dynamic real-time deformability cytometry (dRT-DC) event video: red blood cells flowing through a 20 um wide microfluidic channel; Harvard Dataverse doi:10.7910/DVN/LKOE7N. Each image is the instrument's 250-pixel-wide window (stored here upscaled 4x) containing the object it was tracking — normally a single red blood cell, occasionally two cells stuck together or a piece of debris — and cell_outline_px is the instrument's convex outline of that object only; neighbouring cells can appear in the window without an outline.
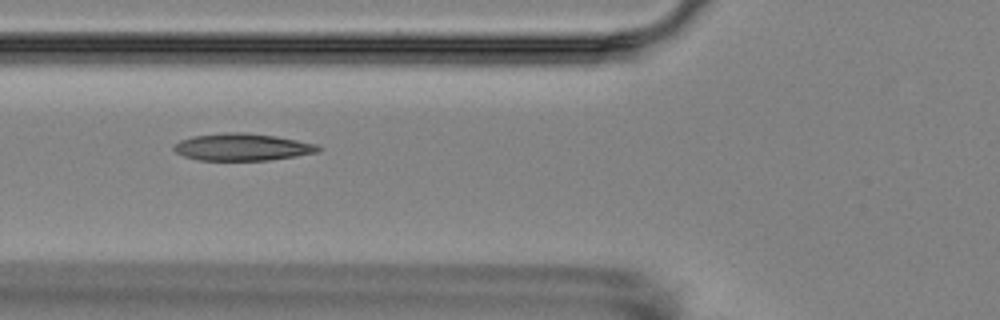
{"species": "Egyptian fruit bat (a non-hibernating species)", "species_latin": "Rousettus aegyptiacus", "temperature_condition": "room temperature", "stored_images_in_passage": 14, "camera_frame_rate_fps": 3000, "um_per_image_px": 0.085, "animal": {"sex": "female"}, "frame": {"image": 1, "passage_image": 4, "time_ms": 4.333, "image_size_px": [1000, 320], "cell_outline_px": [[324, 148], [320, 152], [296, 156], [268, 160], [200, 160], [184, 156], [176, 152], [172, 148], [172, 144], [180, 140], [192, 136], [224, 132], [244, 132], [276, 136], [316, 144]], "centroid_in_image_um": [20.59, 12.49], "position_along_channel_um": 105.2, "area_um2": 23.0}}
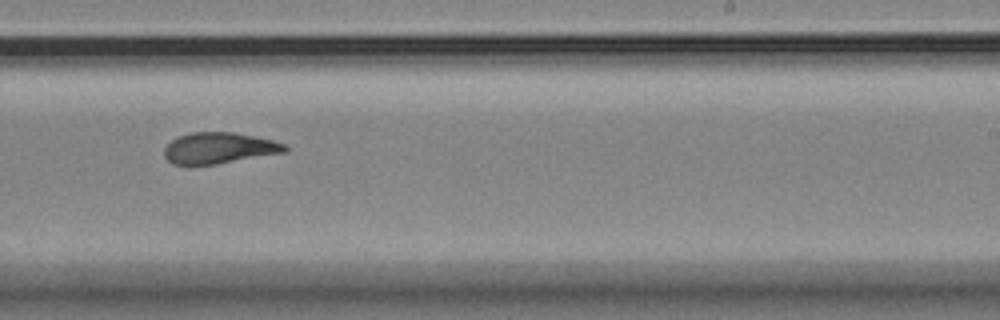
{"frame": {"image": 2, "passage_image": 8, "time_ms": 9.0, "image_size_px": [1000, 320], "cell_outline_px": [[288, 148], [284, 152], [216, 164], [172, 164], [164, 156], [164, 148], [176, 136], [192, 132], [236, 132], [272, 140], [284, 144]], "centroid_in_image_um": [18.58, 12.57], "position_along_channel_um": 270.4, "area_um2": 21.68}}
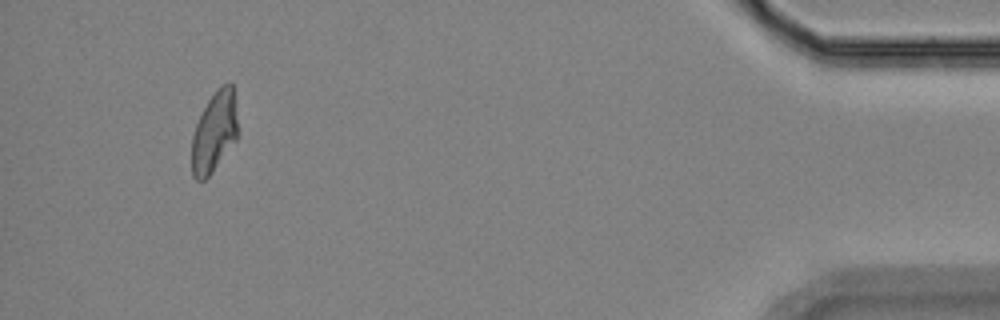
{"frame": {"image": 3, "passage_image": 13, "time_ms": 15.0, "image_size_px": [1000, 320], "cell_outline_px": [[236, 140], [212, 172], [204, 180], [196, 180], [192, 176], [192, 136], [196, 124], [208, 100], [216, 88], [228, 80], [232, 84], [236, 120]], "centroid_in_image_um": [18.19, 11.21], "position_along_channel_um": 417.0, "area_um2": 21.27}, "authors_computed_cell_mechanics": {"area_um2": 22.4842, "velocity_mm_per_s": 3.5492, "shape_relaxation_time_tau1_ms": null, "shape_relaxation_time_tau2_ms": 2.5976, "deformation_change_tau1": null, "deformation_change_tau2": 0.0745}}